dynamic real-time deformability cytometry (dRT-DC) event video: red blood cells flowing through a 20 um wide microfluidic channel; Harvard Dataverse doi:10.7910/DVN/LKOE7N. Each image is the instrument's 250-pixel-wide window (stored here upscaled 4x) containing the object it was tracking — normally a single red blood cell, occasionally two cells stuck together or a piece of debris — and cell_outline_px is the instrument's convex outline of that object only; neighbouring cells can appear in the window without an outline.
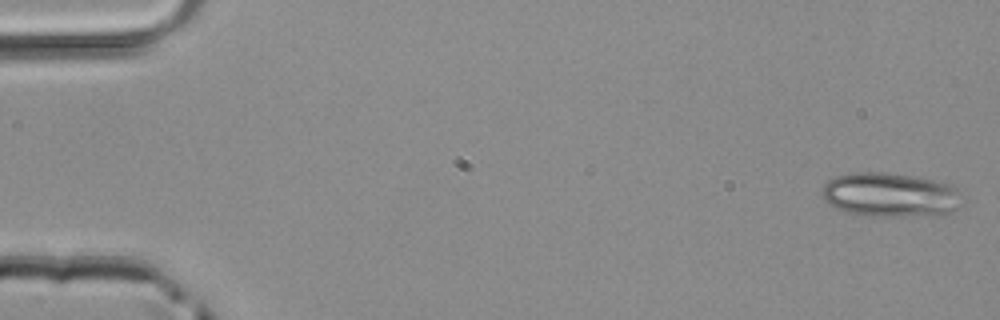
{"species": "common noctule bat (a hibernating species)", "species_latin": "Nyctalus noctula", "temperature_condition": "room temperature", "stored_images_in_passage": 48, "camera_frame_rate_fps": 3000, "um_per_image_px": 0.085, "animal": {"sex": "male", "body_mass_g": 20.4}, "frame": {"image": 1, "passage_image": 1, "time_ms": 0.0, "image_size_px": [1000, 320], "cell_outline_px": [[964, 204], [960, 208], [936, 216], [868, 216], [848, 212], [836, 208], [828, 204], [824, 200], [820, 188], [828, 180], [836, 176], [856, 172], [884, 172], [912, 176], [952, 184], [956, 188]], "centroid_in_image_um": [75.68, 16.57], "position_along_channel_um": 9.3, "area_um2": 36.53}}
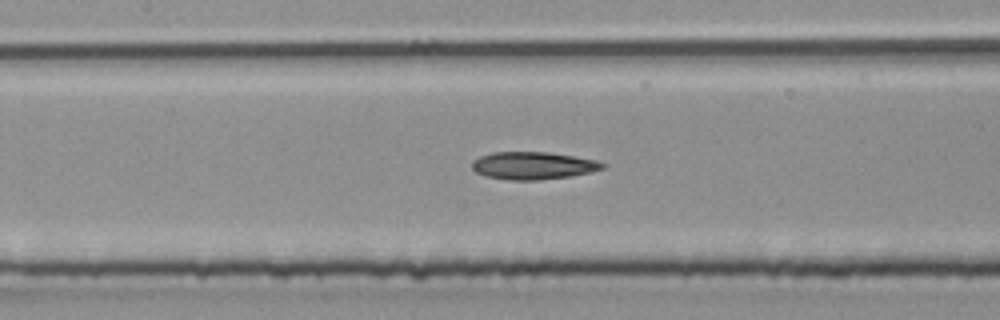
{"frame": {"image": 2, "passage_image": 22, "time_ms": 7.0, "image_size_px": [1000, 320], "cell_outline_px": [[608, 164], [604, 168], [572, 176], [540, 180], [512, 180], [484, 176], [476, 172], [472, 168], [472, 164], [480, 156], [492, 152], [548, 152], [596, 160]], "centroid_in_image_um": [45.32, 14.08], "position_along_channel_um": 162.1, "area_um2": 20.87}}
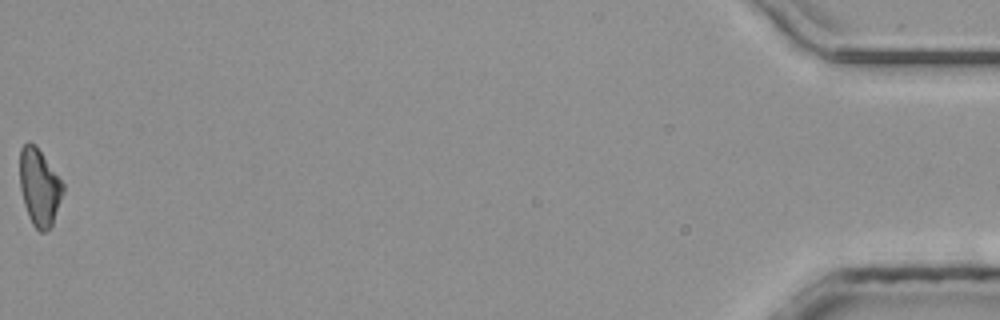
{"frame": {"image": 3, "passage_image": 48, "time_ms": 15.667, "image_size_px": [1000, 320], "cell_outline_px": [[64, 192], [52, 224], [44, 232], [40, 232], [32, 224], [28, 216], [24, 204], [20, 188], [20, 148], [28, 140], [36, 144], [64, 184]], "centroid_in_image_um": [3.34, 15.88], "position_along_channel_um": 431.9, "area_um2": 19.48}}